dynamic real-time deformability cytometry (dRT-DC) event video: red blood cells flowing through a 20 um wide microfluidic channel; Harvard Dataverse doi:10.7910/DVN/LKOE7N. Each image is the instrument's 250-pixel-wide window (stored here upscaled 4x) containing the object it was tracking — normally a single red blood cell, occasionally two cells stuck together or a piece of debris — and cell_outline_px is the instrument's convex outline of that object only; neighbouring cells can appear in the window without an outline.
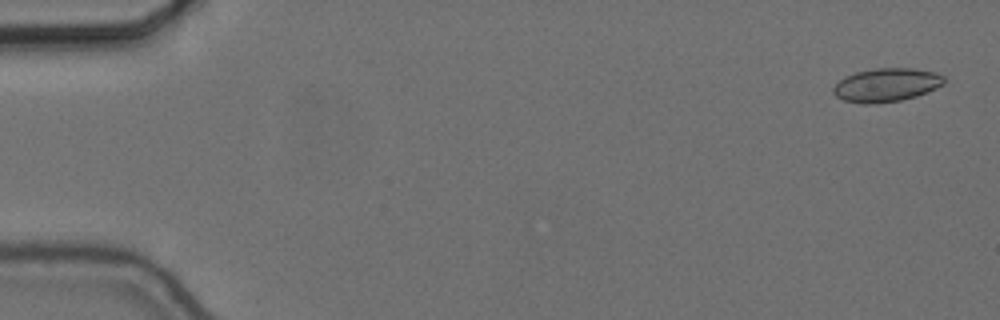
{"species": "common noctule bat (a hibernating species)", "species_latin": "Nyctalus noctula", "temperature_condition": "cold", "stored_images_in_passage": 10, "camera_frame_rate_fps": 3000, "um_per_image_px": 0.085, "animal": {"sex": "female", "body_mass_g": 24.6, "forearm_length_mm": 56.2}, "frame": {"image": 1, "passage_image": 2, "time_ms": 0.333, "image_size_px": [1000, 320], "cell_outline_px": [[944, 84], [936, 88], [916, 96], [900, 100], [872, 104], [864, 104], [844, 100], [836, 96], [832, 92], [832, 88], [844, 76], [856, 72], [876, 68], [912, 68], [936, 72], [944, 76]], "centroid_in_image_um": [75.33, 7.21], "position_along_channel_um": 9.7, "area_um2": 21.62}}